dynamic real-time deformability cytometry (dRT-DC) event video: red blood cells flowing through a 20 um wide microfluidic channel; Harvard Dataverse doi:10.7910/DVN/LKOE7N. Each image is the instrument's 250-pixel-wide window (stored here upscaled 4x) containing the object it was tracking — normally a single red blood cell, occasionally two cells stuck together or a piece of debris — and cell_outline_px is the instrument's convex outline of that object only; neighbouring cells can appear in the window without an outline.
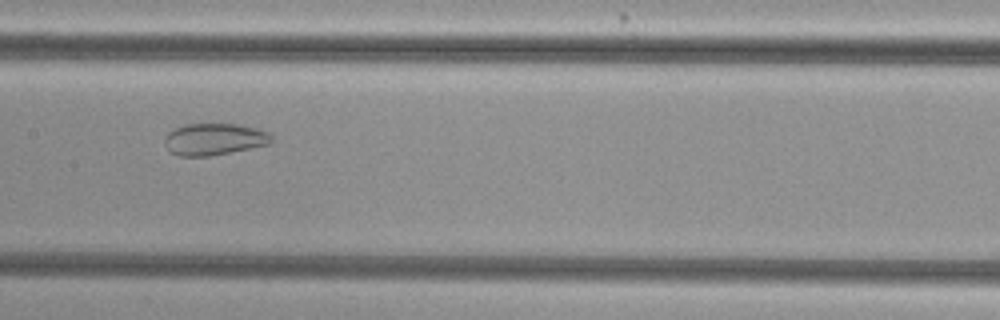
{"species": "common noctule bat (a hibernating species)", "species_latin": "Nyctalus noctula", "temperature_condition": "cold", "stored_images_in_passage": 51, "camera_frame_rate_fps": 3000, "um_per_image_px": 0.085, "animal": {"sex": "female", "body_mass_g": 29.2, "forearm_length_mm": 56.3}, "frame": {"image": 1, "passage_image": 24, "time_ms": 7.667, "image_size_px": [1000, 320], "cell_outline_px": [[272, 140], [268, 144], [208, 156], [180, 156], [172, 152], [164, 144], [164, 140], [168, 132], [184, 124], [236, 124], [256, 128], [268, 132], [272, 136]], "centroid_in_image_um": [18.18, 11.82], "position_along_channel_um": 189.2, "area_um2": 19.48}}
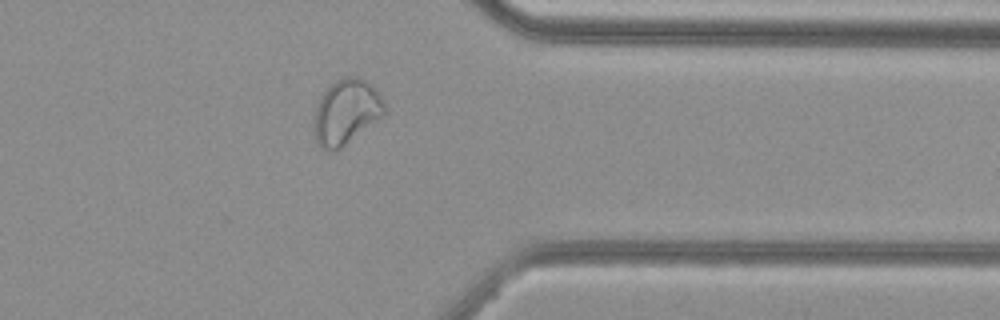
{"frame": {"image": 2, "passage_image": 40, "time_ms": 13.0, "image_size_px": [1000, 320], "cell_outline_px": [[388, 112], [340, 148], [332, 152], [320, 148], [316, 140], [316, 108], [320, 96], [336, 80], [344, 76], [356, 76], [368, 80], [372, 84], [384, 100]], "centroid_in_image_um": [29.48, 9.48], "position_along_channel_um": 381.9, "area_um2": 26.53}}
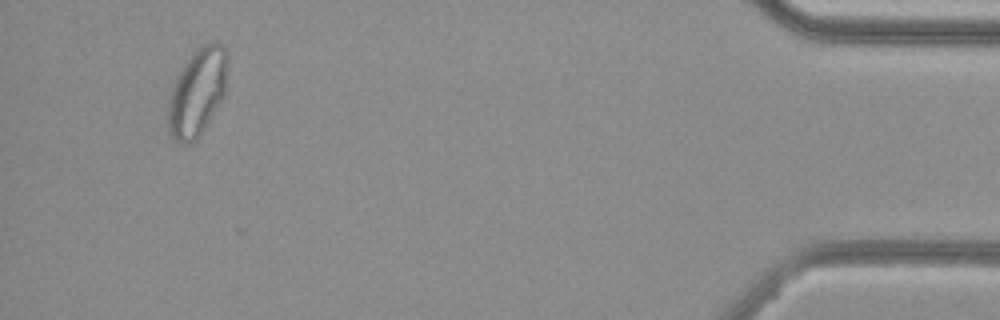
{"frame": {"image": 3, "passage_image": 48, "time_ms": 15.667, "image_size_px": [1000, 320], "cell_outline_px": [[228, 88], [224, 96], [200, 136], [192, 144], [180, 144], [168, 132], [168, 104], [172, 88], [176, 76], [192, 52], [196, 48], [212, 40], [216, 40], [224, 44], [228, 52]], "centroid_in_image_um": [16.82, 7.79], "position_along_channel_um": 418.4, "area_um2": 31.27}, "authors_computed_cell_mechanics": {"area_um2": 27.6862, "velocity_mm_per_s": 3.7565, "shape_relaxation_time_tau1_ms": null, "shape_relaxation_time_tau2_ms": 2.0381, "deformation_change_tau1": null, "deformation_change_tau2": 0.0696}}